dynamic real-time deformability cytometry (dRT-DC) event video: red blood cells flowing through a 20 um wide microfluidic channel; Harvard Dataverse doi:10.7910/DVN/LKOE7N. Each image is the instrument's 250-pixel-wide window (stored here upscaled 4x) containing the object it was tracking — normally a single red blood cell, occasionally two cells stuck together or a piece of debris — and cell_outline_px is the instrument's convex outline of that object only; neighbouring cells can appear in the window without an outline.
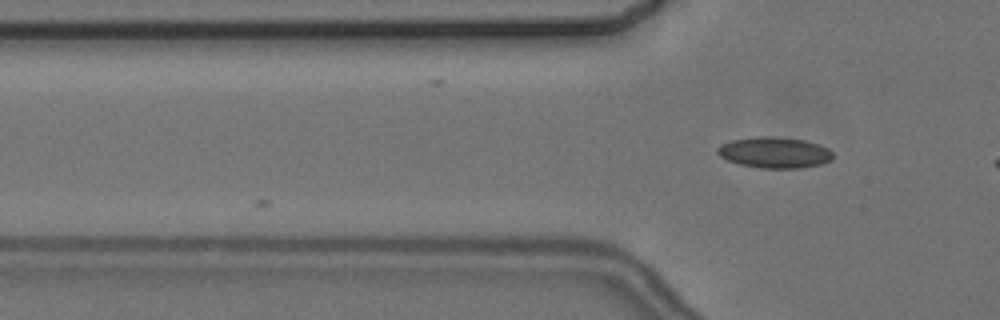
{"species": "common noctule bat (a hibernating species)", "species_latin": "Nyctalus noctula", "temperature_condition": "cold", "stored_images_in_passage": 3, "camera_frame_rate_fps": 3000, "um_per_image_px": 0.085, "animal": {"sex": "female", "body_mass_g": 24.6, "forearm_length_mm": 56.2}, "frame": {"image": 1, "passage_image": 3, "time_ms": 3.333, "image_size_px": [1000, 320], "cell_outline_px": [[832, 156], [828, 160], [820, 164], [800, 168], [760, 168], [740, 164], [728, 160], [720, 156], [716, 152], [716, 148], [720, 144], [732, 140], [760, 136], [772, 136], [804, 140], [828, 148], [832, 152]], "centroid_in_image_um": [65.78, 12.96], "position_along_channel_um": 60.0, "area_um2": 20.63}}